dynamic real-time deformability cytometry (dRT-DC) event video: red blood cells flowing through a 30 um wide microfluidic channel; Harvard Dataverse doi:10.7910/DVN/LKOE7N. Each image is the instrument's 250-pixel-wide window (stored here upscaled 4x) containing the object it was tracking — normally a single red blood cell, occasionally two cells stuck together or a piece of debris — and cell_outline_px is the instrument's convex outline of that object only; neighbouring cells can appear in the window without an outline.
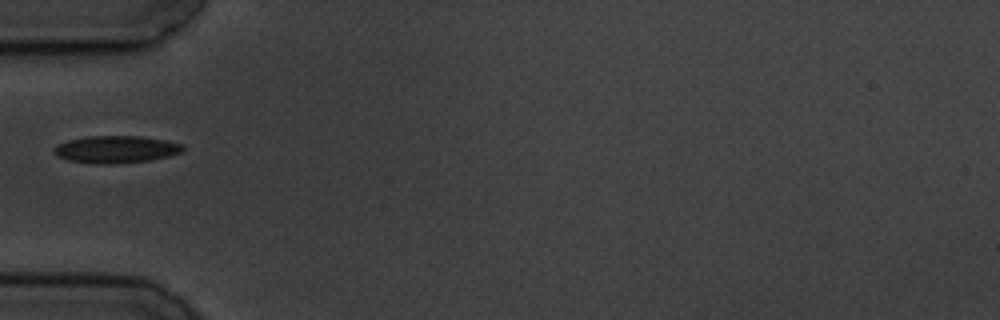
{"species": "common noctule bat (a hibernating species)", "species_latin": "Nyctalus noctula", "temperature_condition": "cold", "stored_images_in_passage": 9, "camera_frame_rate_fps": 3000, "um_per_image_px": 0.085, "animal": {"sex": "male", "body_mass_g": 19.5, "forearm_length_mm": 54.6}, "frame": {"image": 1, "passage_image": 3, "time_ms": 2.333, "image_size_px": [1000, 320], "cell_outline_px": [[184, 148], [180, 152], [168, 156], [148, 160], [116, 164], [92, 164], [68, 160], [56, 156], [52, 152], [52, 148], [56, 144], [68, 140], [88, 136], [140, 136], [164, 140], [184, 144]], "centroid_in_image_um": [9.79, 12.7], "position_along_channel_um": 75.2, "area_um2": 20.63}}
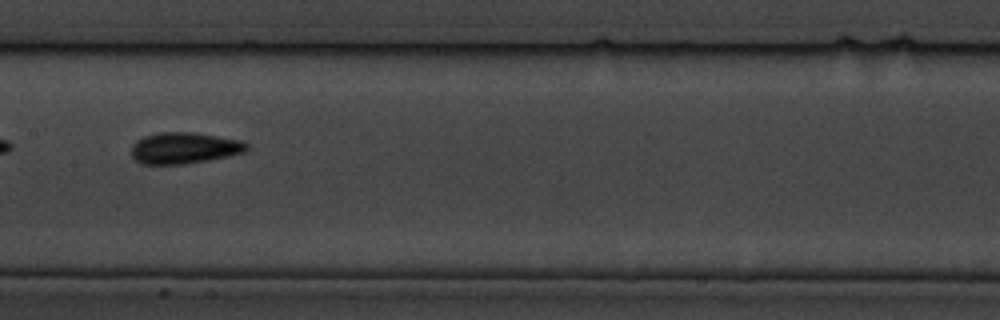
{"frame": {"image": 2, "passage_image": 6, "time_ms": 5.667, "image_size_px": [1000, 320], "cell_outline_px": [[248, 148], [244, 152], [228, 156], [208, 160], [184, 164], [140, 164], [132, 156], [132, 144], [136, 140], [144, 136], [160, 132], [196, 132], [240, 140], [248, 144]], "centroid_in_image_um": [15.64, 12.57], "position_along_channel_um": 191.8, "area_um2": 21.1}}
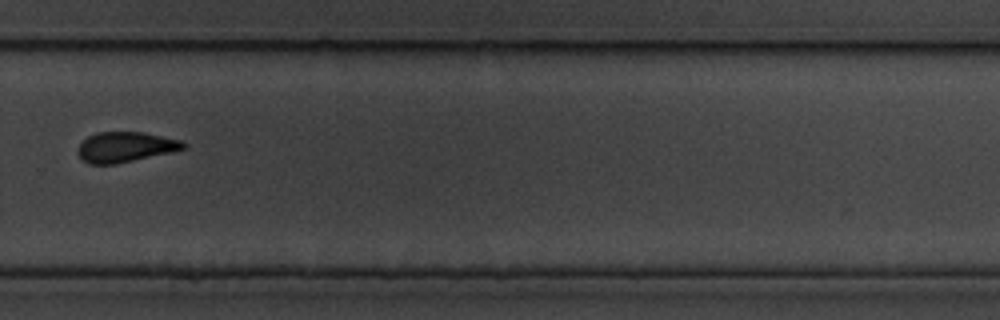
{"frame": {"image": 3, "passage_image": 9, "time_ms": 9.333, "image_size_px": [1000, 320], "cell_outline_px": [[188, 148], [176, 152], [116, 164], [88, 164], [80, 160], [76, 152], [80, 144], [88, 136], [96, 132], [144, 132], [180, 140], [188, 144]], "centroid_in_image_um": [10.68, 12.51], "position_along_channel_um": 319.1, "area_um2": 19.07}}